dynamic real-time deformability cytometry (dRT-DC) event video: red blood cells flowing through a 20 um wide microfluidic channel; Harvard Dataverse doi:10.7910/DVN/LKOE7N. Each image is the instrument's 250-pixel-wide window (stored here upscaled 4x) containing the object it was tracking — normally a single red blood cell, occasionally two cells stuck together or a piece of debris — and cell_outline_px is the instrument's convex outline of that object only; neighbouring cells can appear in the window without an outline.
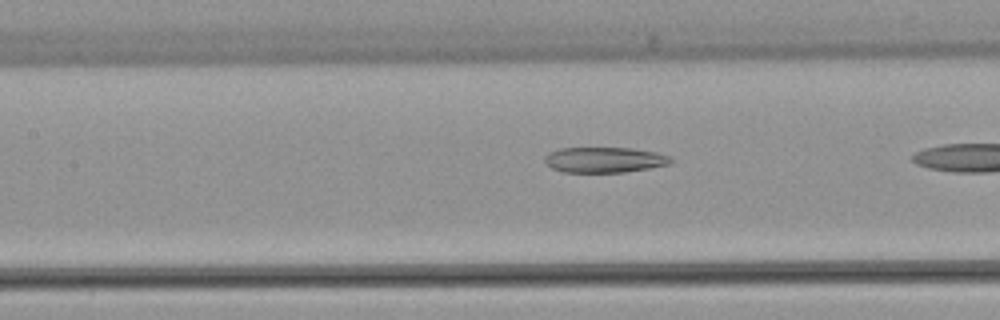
{"species": "common noctule bat (a hibernating species)", "species_latin": "Nyctalus noctula", "temperature_condition": "warm", "stored_images_in_passage": 20, "camera_frame_rate_fps": 3000, "um_per_image_px": 0.085, "animal": {"sex": "female", "body_mass_g": 22.7, "forearm_length_mm": 54.2}, "frame": {"image": 1, "passage_image": 17, "time_ms": 5.333, "image_size_px": [1000, 320], "cell_outline_px": [[676, 160], [672, 164], [624, 172], [560, 172], [552, 168], [544, 160], [544, 156], [548, 152], [560, 148], [632, 148], [660, 152], [672, 156]], "centroid_in_image_um": [51.45, 13.58], "position_along_channel_um": 156.0, "area_um2": 19.07}}